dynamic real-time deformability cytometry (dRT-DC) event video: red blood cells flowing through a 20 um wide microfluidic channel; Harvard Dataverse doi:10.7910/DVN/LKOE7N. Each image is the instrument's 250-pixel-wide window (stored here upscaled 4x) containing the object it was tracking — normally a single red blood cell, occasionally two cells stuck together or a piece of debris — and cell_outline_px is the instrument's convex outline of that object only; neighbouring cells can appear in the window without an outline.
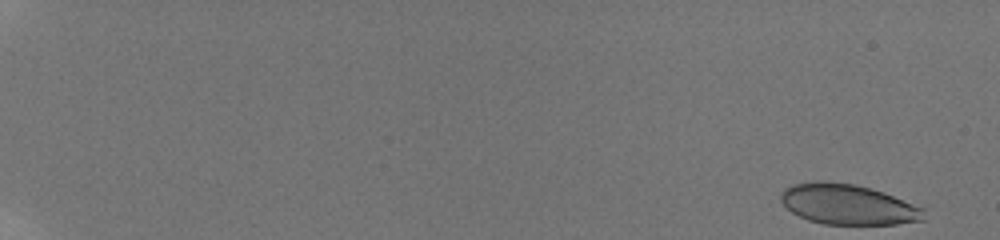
{"species": "human", "species_latin": "Homo sapiens", "temperature_condition": "room temperature", "stored_images_in_passage": 56, "camera_frame_rate_fps": 3000, "um_per_image_px": 0.085, "donor": {"sex": "male"}, "frame": {"image": 1, "passage_image": 1, "time_ms": 0.0, "image_size_px": [1000, 240], "cell_outline_px": [[924, 220], [896, 224], [824, 224], [808, 220], [792, 212], [780, 200], [780, 192], [784, 188], [792, 184], [816, 180], [824, 180], [856, 184], [884, 192], [924, 208]], "centroid_in_image_um": [72.05, 17.36], "position_along_channel_um": 13.0, "area_um2": 33.81}}
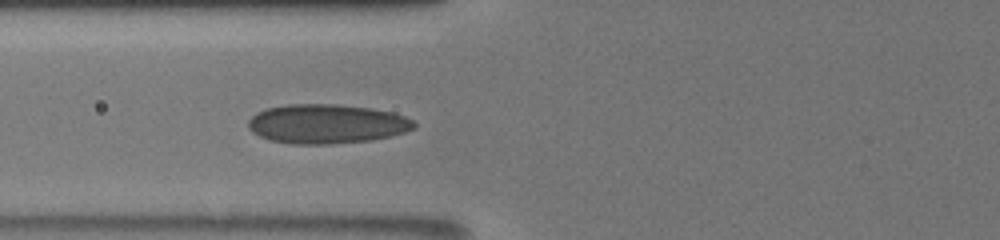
{"frame": {"image": 2, "passage_image": 25, "time_ms": 8.0, "image_size_px": [1000, 240], "cell_outline_px": [[416, 128], [392, 136], [368, 140], [328, 144], [292, 144], [272, 140], [260, 136], [252, 132], [248, 128], [248, 120], [256, 112], [268, 108], [288, 104], [336, 104], [372, 108], [392, 112], [404, 116], [412, 120], [416, 124]], "centroid_in_image_um": [27.77, 10.52], "position_along_channel_um": 98.0, "area_um2": 37.97}}
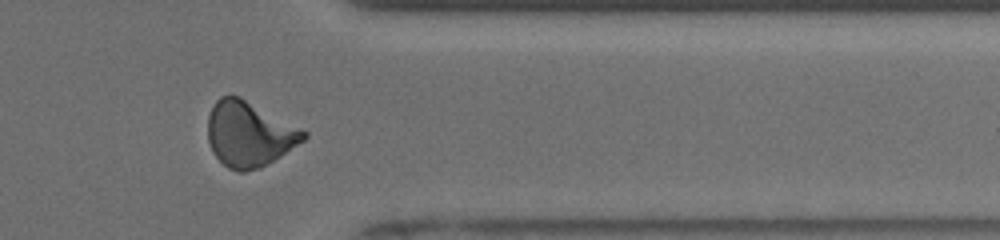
{"frame": {"image": 3, "passage_image": 48, "time_ms": 15.667, "image_size_px": [1000, 240], "cell_outline_px": [[308, 136], [304, 140], [260, 168], [244, 172], [236, 172], [228, 168], [212, 152], [208, 140], [208, 116], [212, 104], [220, 96], [228, 92], [240, 96], [308, 132]], "centroid_in_image_um": [21.13, 11.36], "position_along_channel_um": 390.3, "area_um2": 36.53}, "authors_computed_cell_mechanics": {"area_um2": 35.2002, "velocity_mm_per_s": 3.8494, "shape_relaxation_time_tau1_ms": null, "shape_relaxation_time_tau2_ms": 0.8608, "deformation_change_tau1": null, "deformation_change_tau2": 0.064}}